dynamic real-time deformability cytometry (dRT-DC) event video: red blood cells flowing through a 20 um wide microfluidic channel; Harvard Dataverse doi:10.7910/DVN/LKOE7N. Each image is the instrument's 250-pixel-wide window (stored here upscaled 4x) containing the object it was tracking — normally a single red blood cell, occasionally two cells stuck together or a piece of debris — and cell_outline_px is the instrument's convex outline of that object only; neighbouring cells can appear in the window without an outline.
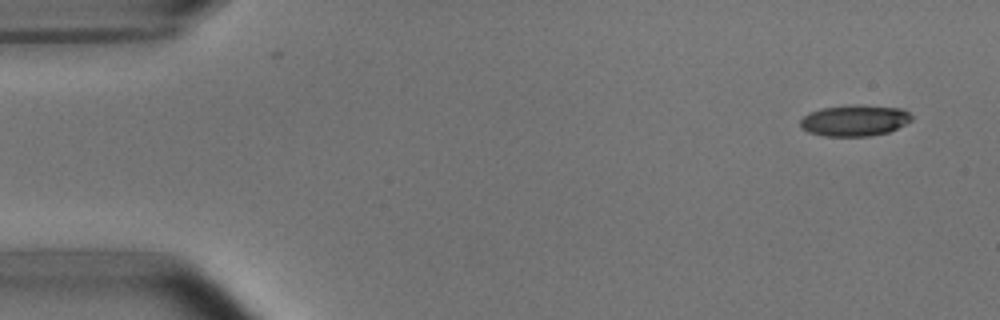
{"species": "common noctule bat (a hibernating species)", "species_latin": "Nyctalus noctula", "temperature_condition": "room temperature", "stored_images_in_passage": 5, "camera_frame_rate_fps": 3000, "um_per_image_px": 0.085, "animal": {"sex": "male", "body_mass_g": 15.6}, "frame": {"image": 1, "passage_image": 1, "time_ms": 0.0, "image_size_px": [1000, 320], "cell_outline_px": [[912, 120], [888, 132], [868, 136], [824, 136], [808, 132], [800, 124], [800, 120], [808, 112], [820, 108], [852, 104], [860, 104], [900, 108], [908, 112], [912, 116]], "centroid_in_image_um": [72.62, 10.22], "position_along_channel_um": 12.4, "area_um2": 20.29}}
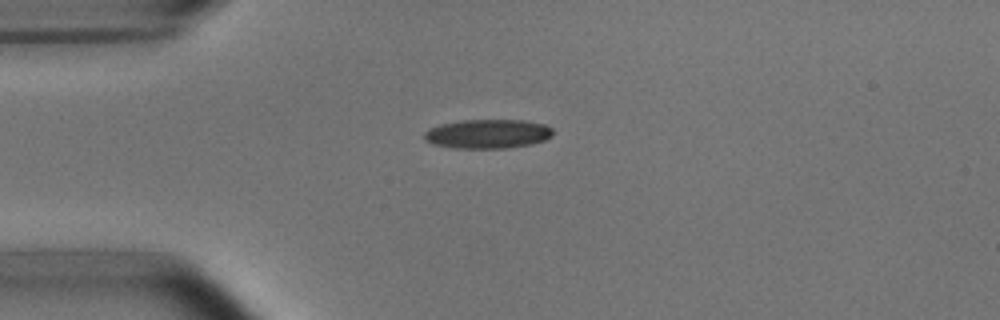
{"frame": {"image": 2, "passage_image": 4, "time_ms": 3.333, "image_size_px": [1000, 320], "cell_outline_px": [[552, 136], [544, 140], [528, 144], [508, 148], [456, 148], [432, 144], [424, 140], [424, 132], [440, 124], [464, 120], [524, 120], [544, 124], [552, 128]], "centroid_in_image_um": [41.44, 11.38], "position_along_channel_um": 43.6, "area_um2": 21.73}}
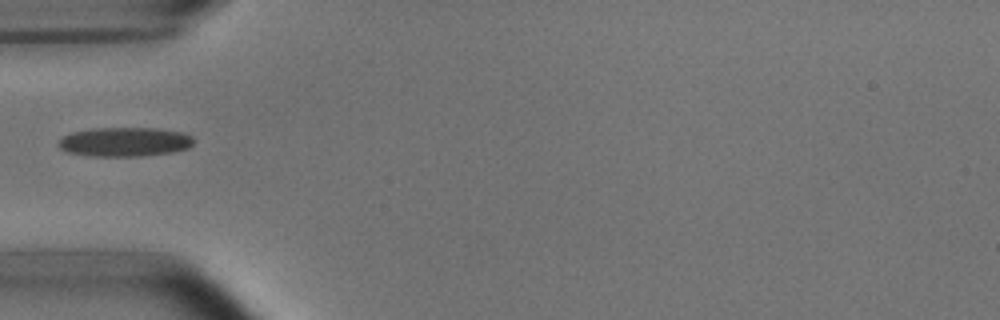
{"frame": {"image": 3, "passage_image": 5, "time_ms": 4.667, "image_size_px": [1000, 320], "cell_outline_px": [[192, 144], [188, 148], [172, 152], [140, 156], [92, 156], [68, 152], [60, 148], [56, 144], [64, 136], [72, 132], [92, 128], [156, 128], [184, 132], [192, 136]], "centroid_in_image_um": [10.6, 12.05], "position_along_channel_um": 74.4, "area_um2": 23.0}}